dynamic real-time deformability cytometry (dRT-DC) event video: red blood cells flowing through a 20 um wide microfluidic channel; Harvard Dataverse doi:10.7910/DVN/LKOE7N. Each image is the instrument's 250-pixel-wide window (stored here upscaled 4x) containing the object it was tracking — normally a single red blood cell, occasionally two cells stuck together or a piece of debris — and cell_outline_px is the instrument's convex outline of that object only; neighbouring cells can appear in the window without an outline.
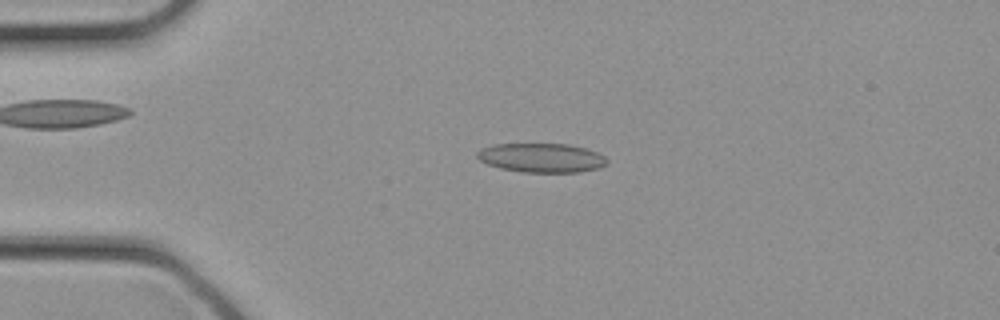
{"species": "common noctule bat (a hibernating species)", "species_latin": "Nyctalus noctula", "temperature_condition": "cold", "stored_images_in_passage": 18, "camera_frame_rate_fps": 3000, "um_per_image_px": 0.085, "animal": {"sex": "female", "body_mass_g": 21.9}, "frame": {"image": 1, "passage_image": 8, "time_ms": 2.333, "image_size_px": [1000, 320], "cell_outline_px": [[608, 164], [600, 168], [580, 172], [524, 172], [500, 168], [488, 164], [480, 160], [476, 156], [476, 152], [480, 148], [496, 144], [568, 144], [584, 148], [596, 152], [604, 156], [608, 160]], "centroid_in_image_um": [46.04, 13.41], "position_along_channel_um": 39.0, "area_um2": 22.08}}
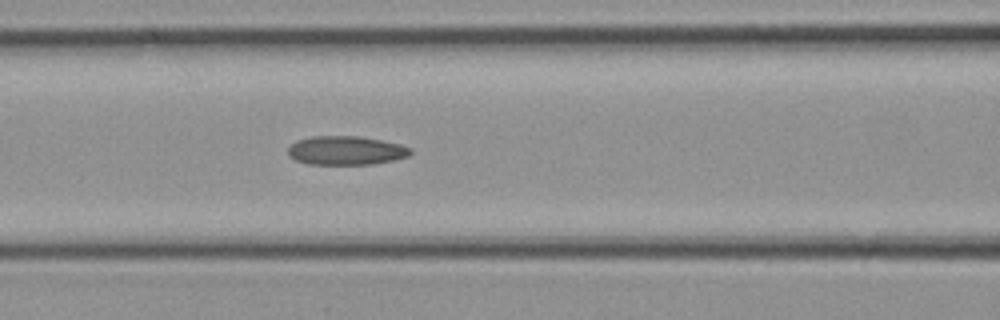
{"frame": {"image": 2, "passage_image": 14, "time_ms": 4.333, "image_size_px": [1000, 320], "cell_outline_px": [[412, 152], [408, 156], [392, 160], [372, 164], [308, 164], [296, 160], [288, 156], [288, 148], [296, 140], [312, 136], [360, 136], [384, 140], [400, 144], [412, 148]], "centroid_in_image_um": [29.41, 12.78], "position_along_channel_um": 137.2, "area_um2": 20.69}}
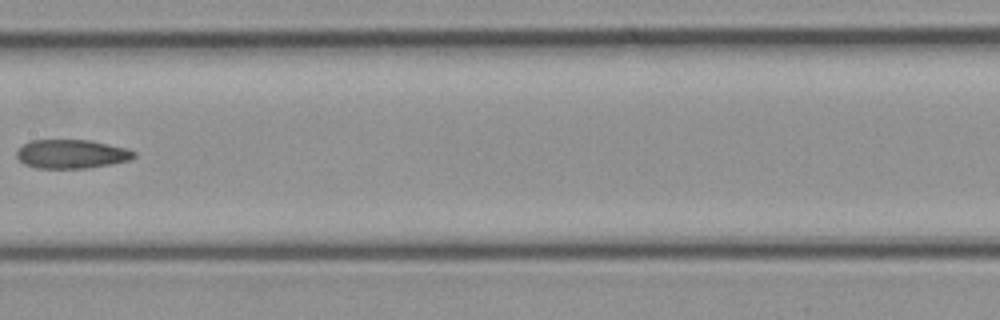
{"frame": {"image": 3, "passage_image": 17, "time_ms": 5.333, "image_size_px": [1000, 320], "cell_outline_px": [[136, 156], [128, 160], [112, 164], [84, 168], [36, 168], [24, 164], [16, 156], [16, 152], [24, 144], [32, 140], [88, 140], [128, 148], [136, 152]], "centroid_in_image_um": [6.09, 13.09], "position_along_channel_um": 201.3, "area_um2": 19.65}}